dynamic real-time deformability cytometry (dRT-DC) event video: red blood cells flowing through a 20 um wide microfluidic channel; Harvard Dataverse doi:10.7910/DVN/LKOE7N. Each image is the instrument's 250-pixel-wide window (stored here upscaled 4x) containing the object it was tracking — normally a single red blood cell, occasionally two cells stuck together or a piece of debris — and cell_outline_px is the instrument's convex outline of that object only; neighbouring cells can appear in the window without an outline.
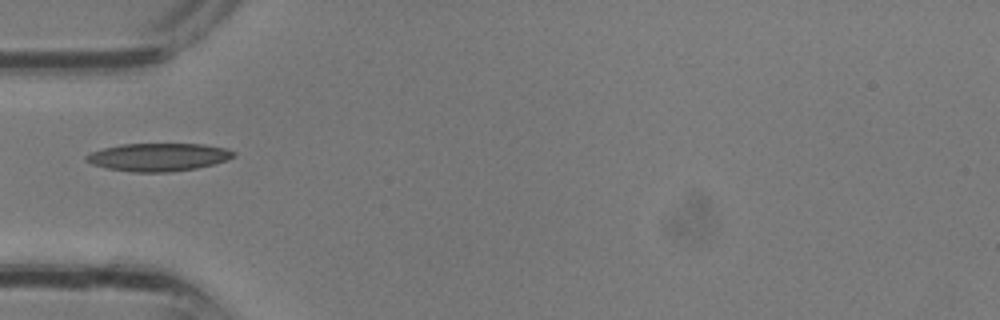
{"species": "common noctule bat (a hibernating species)", "species_latin": "Nyctalus noctula", "temperature_condition": "room temperature", "stored_images_in_passage": 2, "camera_frame_rate_fps": 3000, "um_per_image_px": 0.085, "animal": {"sex": "male", "body_mass_g": 13.3}, "frame": {"image": 1, "passage_image": 2, "time_ms": 0.333, "image_size_px": [1000, 320], "cell_outline_px": [[236, 156], [228, 160], [196, 168], [168, 172], [132, 172], [104, 168], [92, 164], [84, 160], [84, 156], [88, 152], [120, 144], [204, 144], [228, 148], [236, 152]], "centroid_in_image_um": [13.44, 13.35], "position_along_channel_um": 71.6, "area_um2": 24.28}}